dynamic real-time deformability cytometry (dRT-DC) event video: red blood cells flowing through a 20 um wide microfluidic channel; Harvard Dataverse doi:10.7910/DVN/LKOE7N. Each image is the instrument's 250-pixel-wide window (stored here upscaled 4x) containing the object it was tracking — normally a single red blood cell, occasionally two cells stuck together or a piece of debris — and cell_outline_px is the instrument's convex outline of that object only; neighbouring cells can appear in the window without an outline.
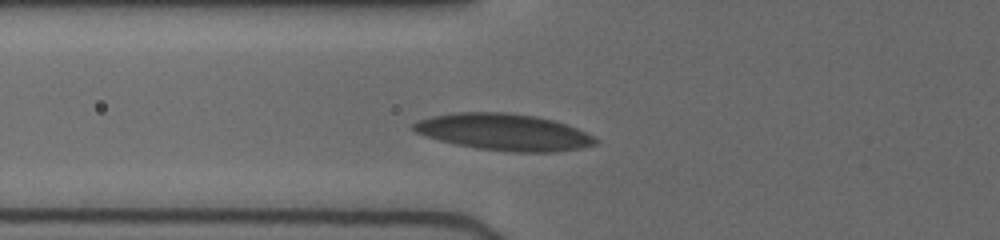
{"species": "human", "species_latin": "Homo sapiens", "temperature_condition": "cold", "stored_images_in_passage": 24, "camera_frame_rate_fps": 3000, "um_per_image_px": 0.085, "donor": {"sex": "female"}, "frame": {"image": 1, "passage_image": 4, "time_ms": 2.333, "image_size_px": [1000, 240], "cell_outline_px": [[600, 140], [596, 144], [580, 148], [556, 152], [512, 152], [476, 148], [456, 144], [440, 140], [416, 132], [412, 128], [412, 124], [420, 120], [432, 116], [456, 112], [504, 112], [536, 116], [552, 120], [576, 128]], "centroid_in_image_um": [42.84, 11.23], "position_along_channel_um": 83.0, "area_um2": 38.55}}
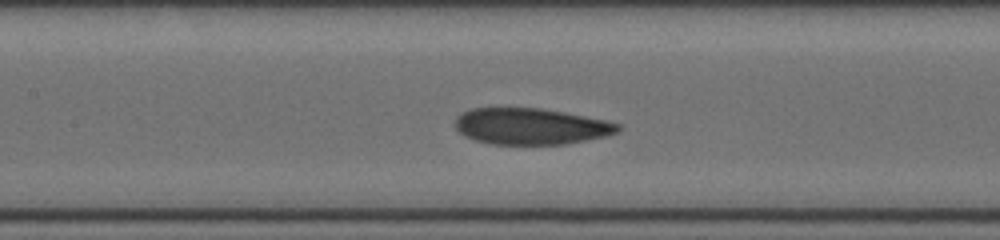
{"frame": {"image": 2, "passage_image": 10, "time_ms": 4.333, "image_size_px": [1000, 240], "cell_outline_px": [[620, 128], [616, 132], [608, 136], [564, 144], [492, 144], [476, 140], [464, 136], [456, 128], [456, 116], [472, 108], [540, 108], [564, 112], [604, 120], [620, 124]], "centroid_in_image_um": [45.11, 10.74], "position_along_channel_um": 162.3, "area_um2": 34.22}}
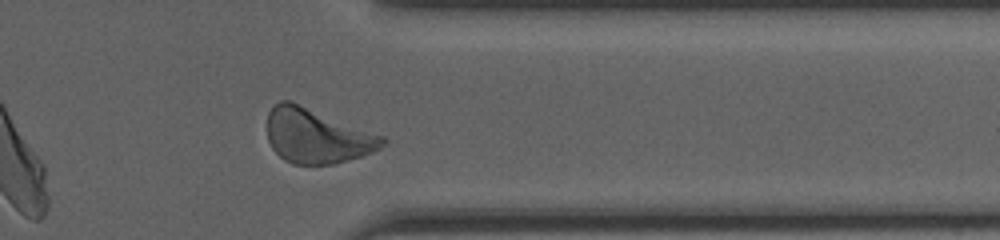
{"frame": {"image": 3, "passage_image": 22, "time_ms": 10.0, "image_size_px": [1000, 240], "cell_outline_px": [[388, 140], [380, 148], [372, 152], [360, 156], [332, 164], [292, 164], [284, 160], [272, 148], [268, 140], [268, 112], [280, 100], [292, 100], [384, 136]], "centroid_in_image_um": [26.93, 11.54], "position_along_channel_um": 384.5, "area_um2": 36.7}, "authors_computed_cell_mechanics": {"area_um2": 35.547, "velocity_mm_per_s": 3.9466, "shape_relaxation_time_tau1_ms": 3.3103, "shape_relaxation_time_tau2_ms": 1.3783, "deformation_change_tau1": 0.1132, "deformation_change_tau2": 0.06}}